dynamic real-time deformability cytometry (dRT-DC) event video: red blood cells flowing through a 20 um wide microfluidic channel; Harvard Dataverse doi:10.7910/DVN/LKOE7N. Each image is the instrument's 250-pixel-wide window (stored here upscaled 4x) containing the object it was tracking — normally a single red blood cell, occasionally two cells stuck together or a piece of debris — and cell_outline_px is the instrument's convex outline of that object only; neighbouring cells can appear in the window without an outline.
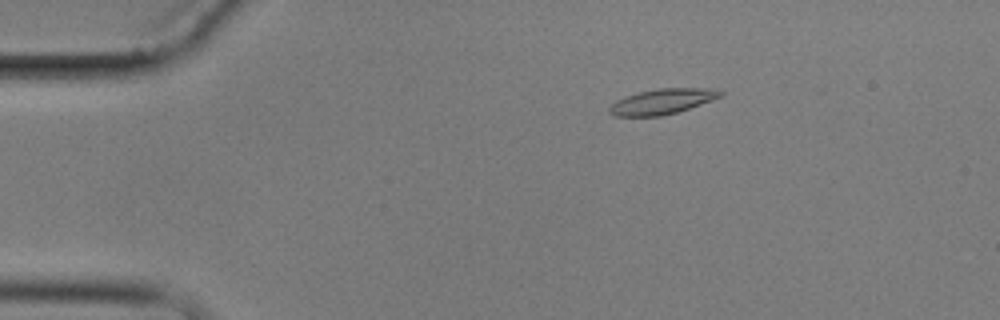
{"species": "common noctule bat (a hibernating species)", "species_latin": "Nyctalus noctula", "temperature_condition": "cold", "stored_images_in_passage": 4, "camera_frame_rate_fps": 3000, "um_per_image_px": 0.085, "animal": {"sex": "male", "body_mass_g": 17.9}, "frame": {"image": 1, "passage_image": 3, "time_ms": 2.333, "image_size_px": [1000, 320], "cell_outline_px": [[724, 92], [720, 96], [700, 104], [676, 112], [660, 116], [616, 116], [608, 112], [608, 108], [616, 100], [624, 96], [640, 92], [660, 88], [716, 88]], "centroid_in_image_um": [56.26, 8.62], "position_along_channel_um": 28.7, "area_um2": 16.18}}